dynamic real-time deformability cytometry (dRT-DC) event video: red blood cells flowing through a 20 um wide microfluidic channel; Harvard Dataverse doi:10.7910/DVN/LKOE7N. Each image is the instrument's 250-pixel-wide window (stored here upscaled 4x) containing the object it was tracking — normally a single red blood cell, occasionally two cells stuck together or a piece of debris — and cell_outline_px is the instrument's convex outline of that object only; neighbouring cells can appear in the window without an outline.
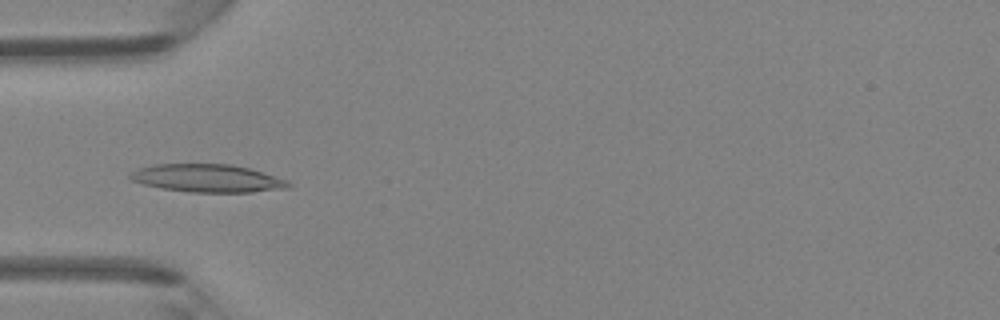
{"species": "Egyptian fruit bat (a non-hibernating species)", "species_latin": "Rousettus aegyptiacus", "temperature_condition": "room temperature", "stored_images_in_passage": 38, "camera_frame_rate_fps": 3000, "um_per_image_px": 0.085, "animal": {"sex": "female"}, "frame": {"image": 1, "passage_image": 6, "time_ms": 1.667, "image_size_px": [1000, 320], "cell_outline_px": [[292, 184], [288, 188], [252, 192], [188, 192], [160, 188], [144, 184], [132, 180], [128, 176], [132, 172], [140, 168], [152, 164], [232, 164], [248, 168], [288, 180]], "centroid_in_image_um": [17.64, 15.15], "position_along_channel_um": 67.4, "area_um2": 25.66}}
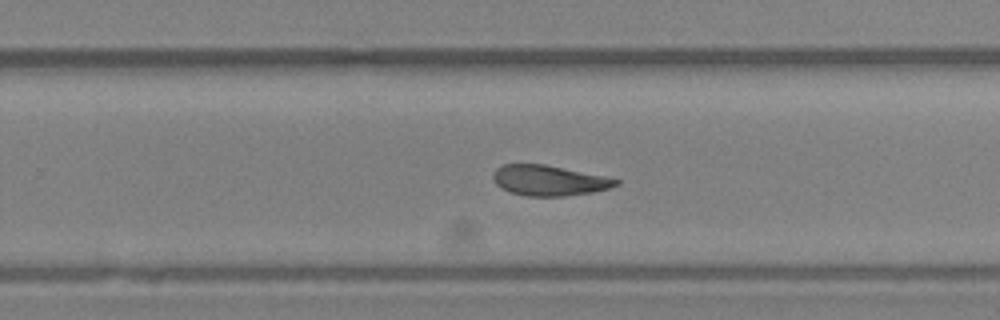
{"frame": {"image": 2, "passage_image": 21, "time_ms": 6.667, "image_size_px": [1000, 320], "cell_outline_px": [[620, 184], [608, 188], [592, 192], [564, 196], [528, 196], [512, 192], [500, 188], [496, 184], [492, 176], [496, 168], [504, 164], [544, 164], [604, 176], [620, 180]], "centroid_in_image_um": [46.65, 15.33], "position_along_channel_um": 283.2, "area_um2": 21.56}}
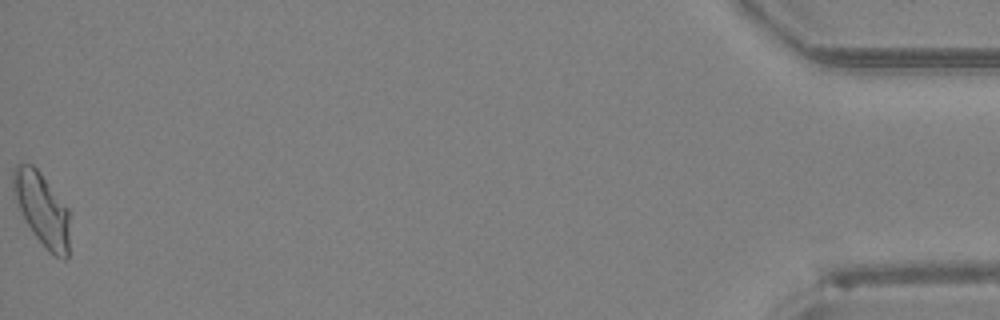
{"frame": {"image": 3, "passage_image": 38, "time_ms": 12.333, "image_size_px": [1000, 320], "cell_outline_px": [[68, 260], [64, 260], [48, 252], [24, 220], [12, 192], [12, 168], [20, 160], [32, 164], [40, 172], [68, 208]], "centroid_in_image_um": [3.52, 17.73], "position_along_channel_um": 431.7, "area_um2": 24.22}, "authors_computed_cell_mechanics": {"area_um2": 22.542, "velocity_mm_per_s": 4.3355, "shape_relaxation_time_tau1_ms": null, "shape_relaxation_time_tau2_ms": 6.88, "deformation_change_tau1": null, "deformation_change_tau2": 0.1447}}